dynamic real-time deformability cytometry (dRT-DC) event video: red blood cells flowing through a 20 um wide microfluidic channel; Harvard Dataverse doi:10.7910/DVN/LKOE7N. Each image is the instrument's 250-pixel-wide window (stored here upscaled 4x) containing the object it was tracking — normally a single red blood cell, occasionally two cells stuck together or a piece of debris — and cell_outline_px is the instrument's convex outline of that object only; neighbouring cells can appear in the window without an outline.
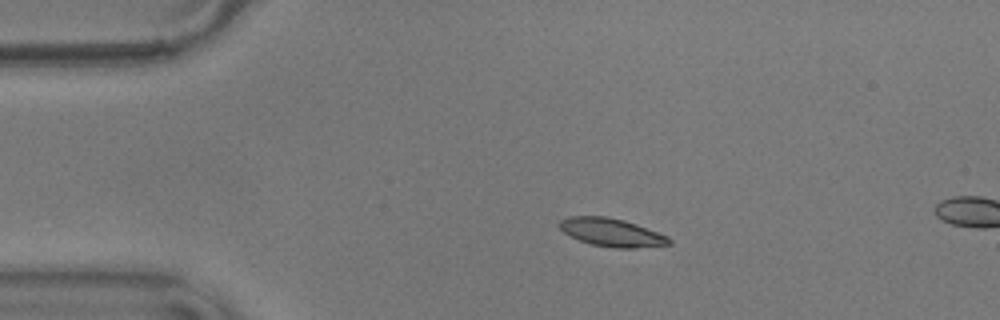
{"species": "common noctule bat (a hibernating species)", "species_latin": "Nyctalus noctula", "temperature_condition": "warm", "stored_images_in_passage": 15, "camera_frame_rate_fps": 3000, "um_per_image_px": 0.085, "animal": {"sex": "male", "body_mass_g": 17.9}, "frame": {"image": 1, "passage_image": 11, "time_ms": 3.333, "image_size_px": [1000, 320], "cell_outline_px": [[672, 244], [636, 248], [616, 248], [592, 244], [580, 240], [564, 232], [556, 224], [560, 220], [568, 216], [604, 216], [624, 220], [636, 224], [668, 236], [672, 240]], "centroid_in_image_um": [51.99, 19.75], "position_along_channel_um": 33.0, "area_um2": 17.92}}